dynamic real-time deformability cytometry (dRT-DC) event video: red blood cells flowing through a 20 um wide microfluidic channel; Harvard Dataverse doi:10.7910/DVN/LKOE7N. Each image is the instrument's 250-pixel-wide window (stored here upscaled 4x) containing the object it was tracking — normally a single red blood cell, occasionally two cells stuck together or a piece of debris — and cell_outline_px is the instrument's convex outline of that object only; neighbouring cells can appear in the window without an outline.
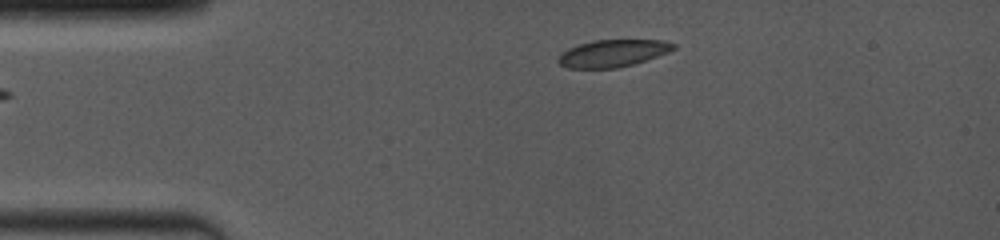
{"species": "common noctule bat (a hibernating species)", "species_latin": "Nyctalus noctula", "temperature_condition": "room temperature", "stored_images_in_passage": 4, "camera_frame_rate_fps": 4000, "um_per_image_px": 0.085, "animal": {"sex": "female", "body_mass_g": 19.0, "forearm_length_mm": 53.3}, "frame": {"image": 1, "passage_image": 4, "time_ms": 2.5, "image_size_px": [1000, 240], "cell_outline_px": [[676, 48], [668, 52], [632, 64], [616, 68], [568, 68], [560, 64], [556, 60], [568, 48], [592, 40], [660, 40], [676, 44]], "centroid_in_image_um": [52.07, 4.52], "position_along_channel_um": 32.9, "area_um2": 17.98}}